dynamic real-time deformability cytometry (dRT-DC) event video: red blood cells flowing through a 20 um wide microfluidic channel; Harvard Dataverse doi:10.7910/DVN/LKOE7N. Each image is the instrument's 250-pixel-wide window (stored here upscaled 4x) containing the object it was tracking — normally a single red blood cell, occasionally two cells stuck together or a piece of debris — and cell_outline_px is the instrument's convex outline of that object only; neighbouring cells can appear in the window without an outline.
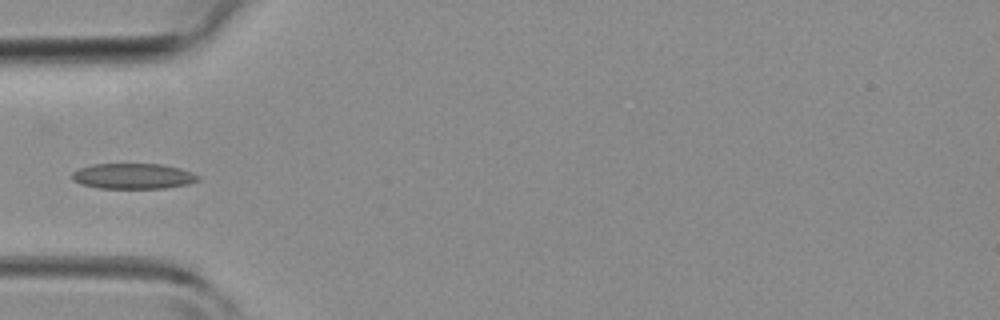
{"species": "common noctule bat (a hibernating species)", "species_latin": "Nyctalus noctula", "temperature_condition": "room temperature", "stored_images_in_passage": 4, "camera_frame_rate_fps": 3000, "um_per_image_px": 0.085, "animal": {"sex": "female", "body_mass_g": 19.3, "forearm_length_mm": 54.1}, "frame": {"image": 1, "passage_image": 4, "time_ms": 3.333, "image_size_px": [1000, 320], "cell_outline_px": [[200, 180], [188, 184], [164, 188], [100, 188], [80, 184], [72, 180], [72, 172], [80, 168], [92, 164], [160, 164], [180, 168], [192, 172], [200, 176]], "centroid_in_image_um": [11.32, 14.97], "position_along_channel_um": 73.7, "area_um2": 18.79}}